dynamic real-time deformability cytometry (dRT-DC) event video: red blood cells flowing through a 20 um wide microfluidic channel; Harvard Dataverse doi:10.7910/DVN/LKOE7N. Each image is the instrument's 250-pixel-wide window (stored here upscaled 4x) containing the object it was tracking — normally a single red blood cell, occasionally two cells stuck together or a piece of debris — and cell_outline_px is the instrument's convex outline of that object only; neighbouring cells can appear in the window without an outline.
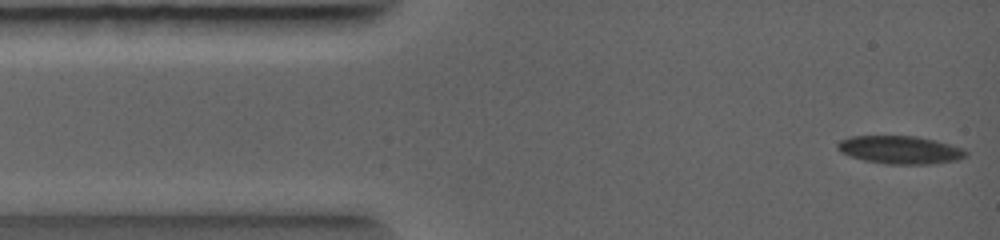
{"species": "common noctule bat (a hibernating species)", "species_latin": "Nyctalus noctula", "temperature_condition": "warm", "stored_images_in_passage": 14, "camera_frame_rate_fps": 5000, "um_per_image_px": 0.085, "animal": {"sex": "female", "body_mass_g": 19.0, "forearm_length_mm": 56.7}, "frame": {"image": 1, "passage_image": 1, "time_ms": 0.0, "image_size_px": [1000, 240], "cell_outline_px": [[968, 152], [964, 156], [948, 160], [872, 160], [856, 156], [844, 152], [836, 144], [840, 140], [852, 136], [916, 136], [936, 140], [960, 148]], "centroid_in_image_um": [76.45, 12.61], "position_along_channel_um": 8.6, "area_um2": 18.21}}
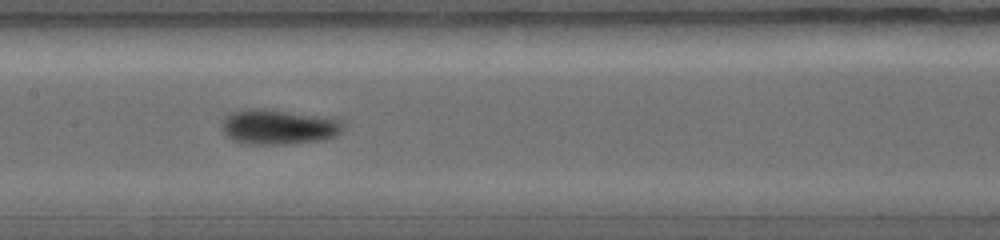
{"frame": {"image": 2, "passage_image": 10, "time_ms": 4.0, "image_size_px": [1000, 240], "cell_outline_px": [[340, 128], [336, 132], [328, 136], [308, 140], [236, 140], [224, 128], [224, 120], [232, 112], [240, 108], [272, 108], [332, 120]], "centroid_in_image_um": [23.51, 10.65], "position_along_channel_um": 183.9, "area_um2": 21.27}}
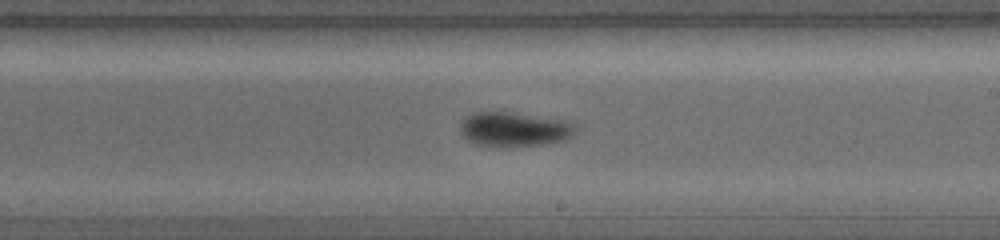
{"frame": {"image": 3, "passage_image": 12, "time_ms": 5.0, "image_size_px": [1000, 240], "cell_outline_px": [[568, 132], [560, 136], [548, 140], [516, 144], [484, 144], [472, 140], [464, 132], [464, 120], [472, 112], [508, 112], [560, 124], [568, 128]], "centroid_in_image_um": [43.33, 10.92], "position_along_channel_um": 245.7, "area_um2": 18.55}}